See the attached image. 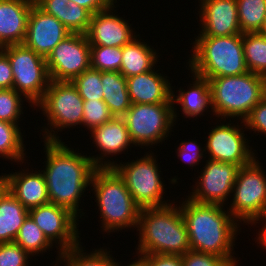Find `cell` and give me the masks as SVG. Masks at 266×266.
<instances>
[{"label":"cell","instance_id":"cell-1","mask_svg":"<svg viewBox=\"0 0 266 266\" xmlns=\"http://www.w3.org/2000/svg\"><path fill=\"white\" fill-rule=\"evenodd\" d=\"M46 167L43 174L46 180L50 203L69 209L79 217V201L97 167L90 156L75 152L61 141H44ZM71 149V150H70ZM79 211V213H78Z\"/></svg>","mask_w":266,"mask_h":266},{"label":"cell","instance_id":"cell-2","mask_svg":"<svg viewBox=\"0 0 266 266\" xmlns=\"http://www.w3.org/2000/svg\"><path fill=\"white\" fill-rule=\"evenodd\" d=\"M180 206L191 250L215 254L237 266L232 251L238 220L221 205L200 204L188 198Z\"/></svg>","mask_w":266,"mask_h":266},{"label":"cell","instance_id":"cell-3","mask_svg":"<svg viewBox=\"0 0 266 266\" xmlns=\"http://www.w3.org/2000/svg\"><path fill=\"white\" fill-rule=\"evenodd\" d=\"M138 254L181 256L191 250L180 206L141 208Z\"/></svg>","mask_w":266,"mask_h":266},{"label":"cell","instance_id":"cell-4","mask_svg":"<svg viewBox=\"0 0 266 266\" xmlns=\"http://www.w3.org/2000/svg\"><path fill=\"white\" fill-rule=\"evenodd\" d=\"M91 186L100 210L103 231L109 233L138 227L141 207L113 168H97L92 175Z\"/></svg>","mask_w":266,"mask_h":266},{"label":"cell","instance_id":"cell-5","mask_svg":"<svg viewBox=\"0 0 266 266\" xmlns=\"http://www.w3.org/2000/svg\"><path fill=\"white\" fill-rule=\"evenodd\" d=\"M189 58L192 73L211 79L236 76L248 72L244 59L242 34L230 36H198Z\"/></svg>","mask_w":266,"mask_h":266},{"label":"cell","instance_id":"cell-6","mask_svg":"<svg viewBox=\"0 0 266 266\" xmlns=\"http://www.w3.org/2000/svg\"><path fill=\"white\" fill-rule=\"evenodd\" d=\"M212 112L221 118L249 116L254 106L264 98V76L247 72L236 76L209 79Z\"/></svg>","mask_w":266,"mask_h":266},{"label":"cell","instance_id":"cell-7","mask_svg":"<svg viewBox=\"0 0 266 266\" xmlns=\"http://www.w3.org/2000/svg\"><path fill=\"white\" fill-rule=\"evenodd\" d=\"M84 100L75 85L69 81L50 80L43 99L36 105L40 107L50 123V131L45 128V141H61L55 134L63 128L82 125ZM54 128V130H53ZM53 131V133H51Z\"/></svg>","mask_w":266,"mask_h":266},{"label":"cell","instance_id":"cell-8","mask_svg":"<svg viewBox=\"0 0 266 266\" xmlns=\"http://www.w3.org/2000/svg\"><path fill=\"white\" fill-rule=\"evenodd\" d=\"M8 57L13 73V89L37 105L48 88L50 78L46 59L24 44L0 48Z\"/></svg>","mask_w":266,"mask_h":266},{"label":"cell","instance_id":"cell-9","mask_svg":"<svg viewBox=\"0 0 266 266\" xmlns=\"http://www.w3.org/2000/svg\"><path fill=\"white\" fill-rule=\"evenodd\" d=\"M232 193L229 212L233 218L248 224L266 218V176L256 158L239 168Z\"/></svg>","mask_w":266,"mask_h":266},{"label":"cell","instance_id":"cell-10","mask_svg":"<svg viewBox=\"0 0 266 266\" xmlns=\"http://www.w3.org/2000/svg\"><path fill=\"white\" fill-rule=\"evenodd\" d=\"M174 109L173 103L132 104L122 117L134 145L143 148L165 140L176 121Z\"/></svg>","mask_w":266,"mask_h":266},{"label":"cell","instance_id":"cell-11","mask_svg":"<svg viewBox=\"0 0 266 266\" xmlns=\"http://www.w3.org/2000/svg\"><path fill=\"white\" fill-rule=\"evenodd\" d=\"M157 161L148 154L136 161L115 164L112 168L124 180L133 200L141 207H161L169 205L162 201L164 185L161 181Z\"/></svg>","mask_w":266,"mask_h":266},{"label":"cell","instance_id":"cell-12","mask_svg":"<svg viewBox=\"0 0 266 266\" xmlns=\"http://www.w3.org/2000/svg\"><path fill=\"white\" fill-rule=\"evenodd\" d=\"M46 65L50 80L72 82L91 67L87 35L70 33L47 56Z\"/></svg>","mask_w":266,"mask_h":266},{"label":"cell","instance_id":"cell-13","mask_svg":"<svg viewBox=\"0 0 266 266\" xmlns=\"http://www.w3.org/2000/svg\"><path fill=\"white\" fill-rule=\"evenodd\" d=\"M29 216L52 244L60 245L58 260L63 252L79 245L78 218L69 209L48 203L29 209Z\"/></svg>","mask_w":266,"mask_h":266},{"label":"cell","instance_id":"cell-14","mask_svg":"<svg viewBox=\"0 0 266 266\" xmlns=\"http://www.w3.org/2000/svg\"><path fill=\"white\" fill-rule=\"evenodd\" d=\"M206 165L198 177L197 185L187 196L193 202L223 206L232 193L239 166L217 160H206Z\"/></svg>","mask_w":266,"mask_h":266},{"label":"cell","instance_id":"cell-15","mask_svg":"<svg viewBox=\"0 0 266 266\" xmlns=\"http://www.w3.org/2000/svg\"><path fill=\"white\" fill-rule=\"evenodd\" d=\"M237 126V127H236ZM216 125L208 134L205 150L209 159L232 163L239 167L249 164L255 157L252 147L244 137L239 125ZM250 148V150H249ZM252 151V152H251Z\"/></svg>","mask_w":266,"mask_h":266},{"label":"cell","instance_id":"cell-16","mask_svg":"<svg viewBox=\"0 0 266 266\" xmlns=\"http://www.w3.org/2000/svg\"><path fill=\"white\" fill-rule=\"evenodd\" d=\"M70 33L58 19L34 4L28 17L23 44L46 59L56 45Z\"/></svg>","mask_w":266,"mask_h":266},{"label":"cell","instance_id":"cell-17","mask_svg":"<svg viewBox=\"0 0 266 266\" xmlns=\"http://www.w3.org/2000/svg\"><path fill=\"white\" fill-rule=\"evenodd\" d=\"M201 31L198 36L242 34L236 0H200Z\"/></svg>","mask_w":266,"mask_h":266},{"label":"cell","instance_id":"cell-18","mask_svg":"<svg viewBox=\"0 0 266 266\" xmlns=\"http://www.w3.org/2000/svg\"><path fill=\"white\" fill-rule=\"evenodd\" d=\"M113 6L92 14L89 30L86 35L90 45L106 47H123L133 38V30L125 19L111 11ZM112 14H111V13Z\"/></svg>","mask_w":266,"mask_h":266},{"label":"cell","instance_id":"cell-19","mask_svg":"<svg viewBox=\"0 0 266 266\" xmlns=\"http://www.w3.org/2000/svg\"><path fill=\"white\" fill-rule=\"evenodd\" d=\"M93 142H95L97 149L101 151V157L90 156L93 164L97 168H112L116 163L102 161L108 155L120 154L125 149H128L130 144H134L130 138L125 120L123 117L113 116L108 122L101 126L95 127L91 130ZM104 157H103V156Z\"/></svg>","mask_w":266,"mask_h":266},{"label":"cell","instance_id":"cell-20","mask_svg":"<svg viewBox=\"0 0 266 266\" xmlns=\"http://www.w3.org/2000/svg\"><path fill=\"white\" fill-rule=\"evenodd\" d=\"M34 0H0V48L23 44Z\"/></svg>","mask_w":266,"mask_h":266},{"label":"cell","instance_id":"cell-21","mask_svg":"<svg viewBox=\"0 0 266 266\" xmlns=\"http://www.w3.org/2000/svg\"><path fill=\"white\" fill-rule=\"evenodd\" d=\"M126 79L132 104L173 103L170 82L154 69Z\"/></svg>","mask_w":266,"mask_h":266},{"label":"cell","instance_id":"cell-22","mask_svg":"<svg viewBox=\"0 0 266 266\" xmlns=\"http://www.w3.org/2000/svg\"><path fill=\"white\" fill-rule=\"evenodd\" d=\"M24 171L6 174L12 195L28 210L50 203L43 172Z\"/></svg>","mask_w":266,"mask_h":266},{"label":"cell","instance_id":"cell-23","mask_svg":"<svg viewBox=\"0 0 266 266\" xmlns=\"http://www.w3.org/2000/svg\"><path fill=\"white\" fill-rule=\"evenodd\" d=\"M193 75V86H190L189 89L184 91L181 88L178 90L179 94L175 96L174 91H172L171 100L173 102L181 105V110L183 111L184 116L186 117H197L203 115V112L208 107L212 108V98H211V88L209 80L203 78L195 73Z\"/></svg>","mask_w":266,"mask_h":266},{"label":"cell","instance_id":"cell-24","mask_svg":"<svg viewBox=\"0 0 266 266\" xmlns=\"http://www.w3.org/2000/svg\"><path fill=\"white\" fill-rule=\"evenodd\" d=\"M157 56L153 48L135 37L122 47L120 73L125 78L146 73L153 69L158 59Z\"/></svg>","mask_w":266,"mask_h":266},{"label":"cell","instance_id":"cell-25","mask_svg":"<svg viewBox=\"0 0 266 266\" xmlns=\"http://www.w3.org/2000/svg\"><path fill=\"white\" fill-rule=\"evenodd\" d=\"M103 100L110 113L122 117L132 105L128 93L127 79L120 72H101Z\"/></svg>","mask_w":266,"mask_h":266},{"label":"cell","instance_id":"cell-26","mask_svg":"<svg viewBox=\"0 0 266 266\" xmlns=\"http://www.w3.org/2000/svg\"><path fill=\"white\" fill-rule=\"evenodd\" d=\"M29 210L7 190L0 198V243L14 242Z\"/></svg>","mask_w":266,"mask_h":266},{"label":"cell","instance_id":"cell-27","mask_svg":"<svg viewBox=\"0 0 266 266\" xmlns=\"http://www.w3.org/2000/svg\"><path fill=\"white\" fill-rule=\"evenodd\" d=\"M245 64L249 72L266 76V36L259 32L243 33Z\"/></svg>","mask_w":266,"mask_h":266},{"label":"cell","instance_id":"cell-28","mask_svg":"<svg viewBox=\"0 0 266 266\" xmlns=\"http://www.w3.org/2000/svg\"><path fill=\"white\" fill-rule=\"evenodd\" d=\"M236 3L242 34L259 32L266 17V0H236Z\"/></svg>","mask_w":266,"mask_h":266},{"label":"cell","instance_id":"cell-29","mask_svg":"<svg viewBox=\"0 0 266 266\" xmlns=\"http://www.w3.org/2000/svg\"><path fill=\"white\" fill-rule=\"evenodd\" d=\"M14 242L32 256L47 252L53 246L30 216L22 224Z\"/></svg>","mask_w":266,"mask_h":266},{"label":"cell","instance_id":"cell-30","mask_svg":"<svg viewBox=\"0 0 266 266\" xmlns=\"http://www.w3.org/2000/svg\"><path fill=\"white\" fill-rule=\"evenodd\" d=\"M18 124L0 120V157L9 158L14 162L24 161L25 147Z\"/></svg>","mask_w":266,"mask_h":266},{"label":"cell","instance_id":"cell-31","mask_svg":"<svg viewBox=\"0 0 266 266\" xmlns=\"http://www.w3.org/2000/svg\"><path fill=\"white\" fill-rule=\"evenodd\" d=\"M81 246L79 244L61 254V260L64 263L66 261L64 266H120L112 259L107 249H95L87 255Z\"/></svg>","mask_w":266,"mask_h":266},{"label":"cell","instance_id":"cell-32","mask_svg":"<svg viewBox=\"0 0 266 266\" xmlns=\"http://www.w3.org/2000/svg\"><path fill=\"white\" fill-rule=\"evenodd\" d=\"M122 47L90 45L91 68L100 72H120Z\"/></svg>","mask_w":266,"mask_h":266},{"label":"cell","instance_id":"cell-33","mask_svg":"<svg viewBox=\"0 0 266 266\" xmlns=\"http://www.w3.org/2000/svg\"><path fill=\"white\" fill-rule=\"evenodd\" d=\"M72 83L83 100H103V87L99 70L90 67L78 75Z\"/></svg>","mask_w":266,"mask_h":266},{"label":"cell","instance_id":"cell-34","mask_svg":"<svg viewBox=\"0 0 266 266\" xmlns=\"http://www.w3.org/2000/svg\"><path fill=\"white\" fill-rule=\"evenodd\" d=\"M92 13L73 1H69L63 11L61 23L71 33L86 34L89 30Z\"/></svg>","mask_w":266,"mask_h":266},{"label":"cell","instance_id":"cell-35","mask_svg":"<svg viewBox=\"0 0 266 266\" xmlns=\"http://www.w3.org/2000/svg\"><path fill=\"white\" fill-rule=\"evenodd\" d=\"M22 97L12 89H0V120L18 124L22 112ZM18 120V121H17Z\"/></svg>","mask_w":266,"mask_h":266},{"label":"cell","instance_id":"cell-36","mask_svg":"<svg viewBox=\"0 0 266 266\" xmlns=\"http://www.w3.org/2000/svg\"><path fill=\"white\" fill-rule=\"evenodd\" d=\"M82 125L92 130L108 122L113 115L104 100H84Z\"/></svg>","mask_w":266,"mask_h":266},{"label":"cell","instance_id":"cell-37","mask_svg":"<svg viewBox=\"0 0 266 266\" xmlns=\"http://www.w3.org/2000/svg\"><path fill=\"white\" fill-rule=\"evenodd\" d=\"M29 256L15 242L0 243V266H28Z\"/></svg>","mask_w":266,"mask_h":266},{"label":"cell","instance_id":"cell-38","mask_svg":"<svg viewBox=\"0 0 266 266\" xmlns=\"http://www.w3.org/2000/svg\"><path fill=\"white\" fill-rule=\"evenodd\" d=\"M181 258L183 266H232L220 256L193 250L181 255Z\"/></svg>","mask_w":266,"mask_h":266},{"label":"cell","instance_id":"cell-39","mask_svg":"<svg viewBox=\"0 0 266 266\" xmlns=\"http://www.w3.org/2000/svg\"><path fill=\"white\" fill-rule=\"evenodd\" d=\"M241 123H244L245 129H251L266 135V98L258 102L249 116Z\"/></svg>","mask_w":266,"mask_h":266},{"label":"cell","instance_id":"cell-40","mask_svg":"<svg viewBox=\"0 0 266 266\" xmlns=\"http://www.w3.org/2000/svg\"><path fill=\"white\" fill-rule=\"evenodd\" d=\"M135 260L140 266H183L181 256L138 254Z\"/></svg>","mask_w":266,"mask_h":266},{"label":"cell","instance_id":"cell-41","mask_svg":"<svg viewBox=\"0 0 266 266\" xmlns=\"http://www.w3.org/2000/svg\"><path fill=\"white\" fill-rule=\"evenodd\" d=\"M197 141H181L180 146L177 149L178 157L181 158V160L188 163V165L194 166L199 163V161L202 159V154L205 149H203L200 145L196 143Z\"/></svg>","mask_w":266,"mask_h":266},{"label":"cell","instance_id":"cell-42","mask_svg":"<svg viewBox=\"0 0 266 266\" xmlns=\"http://www.w3.org/2000/svg\"><path fill=\"white\" fill-rule=\"evenodd\" d=\"M35 4L45 13L54 16L61 22L63 11L69 0H34Z\"/></svg>","mask_w":266,"mask_h":266},{"label":"cell","instance_id":"cell-43","mask_svg":"<svg viewBox=\"0 0 266 266\" xmlns=\"http://www.w3.org/2000/svg\"><path fill=\"white\" fill-rule=\"evenodd\" d=\"M13 88V73L7 55L0 49V89Z\"/></svg>","mask_w":266,"mask_h":266},{"label":"cell","instance_id":"cell-44","mask_svg":"<svg viewBox=\"0 0 266 266\" xmlns=\"http://www.w3.org/2000/svg\"><path fill=\"white\" fill-rule=\"evenodd\" d=\"M89 10L92 14L105 10L112 6L115 0H69Z\"/></svg>","mask_w":266,"mask_h":266},{"label":"cell","instance_id":"cell-45","mask_svg":"<svg viewBox=\"0 0 266 266\" xmlns=\"http://www.w3.org/2000/svg\"><path fill=\"white\" fill-rule=\"evenodd\" d=\"M266 220V218H263V220ZM266 222V221H265ZM265 225V226H264ZM263 225V229H260L259 231V236H258V240H259V244H261L263 246V249H266V223Z\"/></svg>","mask_w":266,"mask_h":266},{"label":"cell","instance_id":"cell-46","mask_svg":"<svg viewBox=\"0 0 266 266\" xmlns=\"http://www.w3.org/2000/svg\"><path fill=\"white\" fill-rule=\"evenodd\" d=\"M8 190V181L6 175L0 176V198L4 195V193Z\"/></svg>","mask_w":266,"mask_h":266},{"label":"cell","instance_id":"cell-47","mask_svg":"<svg viewBox=\"0 0 266 266\" xmlns=\"http://www.w3.org/2000/svg\"><path fill=\"white\" fill-rule=\"evenodd\" d=\"M259 33L262 34L263 36H266V17H265V20H264L263 26H262V28L260 29Z\"/></svg>","mask_w":266,"mask_h":266},{"label":"cell","instance_id":"cell-48","mask_svg":"<svg viewBox=\"0 0 266 266\" xmlns=\"http://www.w3.org/2000/svg\"><path fill=\"white\" fill-rule=\"evenodd\" d=\"M264 98H266V76L264 77Z\"/></svg>","mask_w":266,"mask_h":266},{"label":"cell","instance_id":"cell-49","mask_svg":"<svg viewBox=\"0 0 266 266\" xmlns=\"http://www.w3.org/2000/svg\"><path fill=\"white\" fill-rule=\"evenodd\" d=\"M127 266H140L136 261L132 262L130 265Z\"/></svg>","mask_w":266,"mask_h":266}]
</instances>
